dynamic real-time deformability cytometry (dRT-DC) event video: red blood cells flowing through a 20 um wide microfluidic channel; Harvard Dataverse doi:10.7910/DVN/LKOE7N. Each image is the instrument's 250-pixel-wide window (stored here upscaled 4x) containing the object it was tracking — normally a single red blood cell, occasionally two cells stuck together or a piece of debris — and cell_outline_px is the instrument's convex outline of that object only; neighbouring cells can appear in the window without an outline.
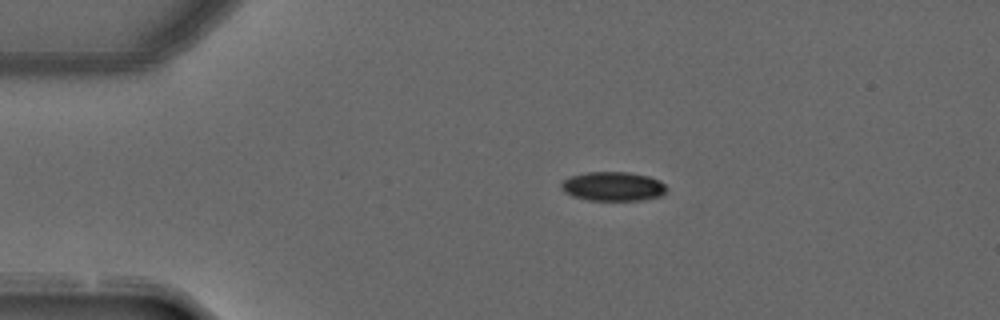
{"species": "common noctule bat (a hibernating species)", "species_latin": "Nyctalus noctula", "temperature_condition": "warm", "stored_images_in_passage": 3, "camera_frame_rate_fps": 3000, "um_per_image_px": 0.085, "animal": {"sex": "male", "forearm_length_mm": 52.5}, "frame": {"image": 1, "passage_image": 2, "time_ms": 0.333, "image_size_px": [1000, 320], "cell_outline_px": [[668, 188], [660, 196], [640, 200], [588, 200], [572, 196], [564, 192], [560, 188], [560, 184], [564, 180], [572, 176], [584, 172], [628, 172], [648, 176], [660, 180]], "centroid_in_image_um": [52.09, 15.84], "position_along_channel_um": 32.9, "area_um2": 17.92}}